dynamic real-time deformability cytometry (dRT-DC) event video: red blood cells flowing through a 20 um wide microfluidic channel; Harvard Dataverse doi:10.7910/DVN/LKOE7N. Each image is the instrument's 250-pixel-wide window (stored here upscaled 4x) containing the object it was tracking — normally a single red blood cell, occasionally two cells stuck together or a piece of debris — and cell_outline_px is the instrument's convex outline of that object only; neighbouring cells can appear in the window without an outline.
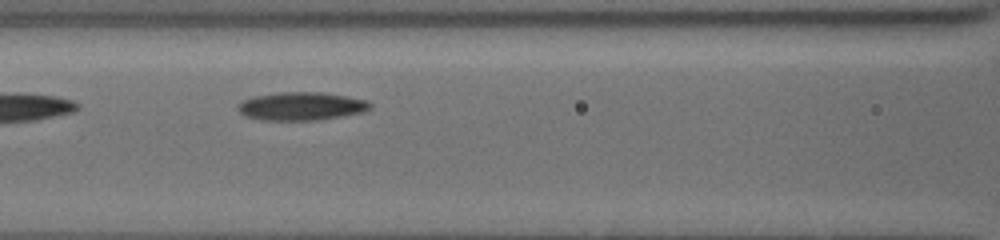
{"species": "common noctule bat (a hibernating species)", "species_latin": "Nyctalus noctula", "temperature_condition": "cold", "stored_images_in_passage": 12, "camera_frame_rate_fps": 3000, "um_per_image_px": 0.085, "animal": {"sex": "female", "body_mass_g": 19.5, "forearm_length_mm": 54.1}, "frame": {"image": 1, "passage_image": 12, "time_ms": 4.333, "image_size_px": [1000, 240], "cell_outline_px": [[372, 108], [364, 112], [320, 120], [260, 120], [244, 116], [240, 112], [240, 104], [244, 100], [252, 96], [280, 92], [320, 92], [368, 100], [372, 104]], "centroid_in_image_um": [25.65, 9.03], "position_along_channel_um": 141.0, "area_um2": 21.73}}